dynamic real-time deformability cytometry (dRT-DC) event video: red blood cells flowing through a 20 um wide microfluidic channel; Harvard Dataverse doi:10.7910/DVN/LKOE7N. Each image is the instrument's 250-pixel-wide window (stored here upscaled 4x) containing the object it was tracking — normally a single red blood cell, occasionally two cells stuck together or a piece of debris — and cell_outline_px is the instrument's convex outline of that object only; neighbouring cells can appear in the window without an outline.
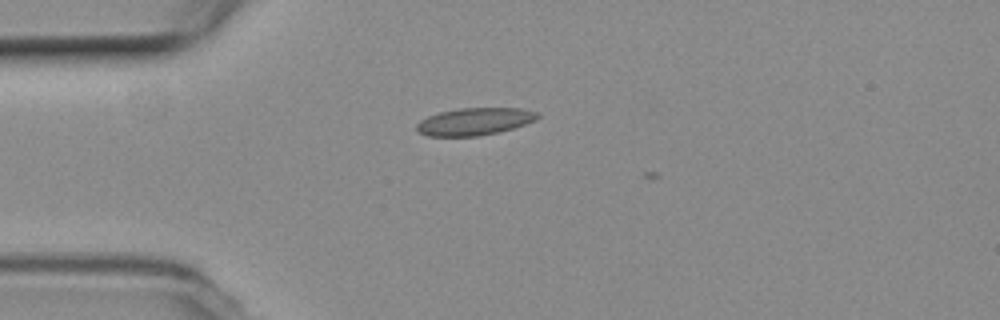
{"species": "common noctule bat (a hibernating species)", "species_latin": "Nyctalus noctula", "temperature_condition": "room temperature", "stored_images_in_passage": 3, "camera_frame_rate_fps": 3000, "um_per_image_px": 0.085, "animal": {"sex": "female", "body_mass_g": 19.3, "forearm_length_mm": 54.1}, "frame": {"image": 1, "passage_image": 1, "time_ms": 0.0, "image_size_px": [1000, 320], "cell_outline_px": [[540, 116], [536, 120], [500, 132], [476, 136], [428, 136], [420, 132], [416, 128], [416, 124], [420, 120], [428, 116], [440, 112], [460, 108], [524, 108], [540, 112]], "centroid_in_image_um": [40.38, 10.32], "position_along_channel_um": 44.6, "area_um2": 19.31}}